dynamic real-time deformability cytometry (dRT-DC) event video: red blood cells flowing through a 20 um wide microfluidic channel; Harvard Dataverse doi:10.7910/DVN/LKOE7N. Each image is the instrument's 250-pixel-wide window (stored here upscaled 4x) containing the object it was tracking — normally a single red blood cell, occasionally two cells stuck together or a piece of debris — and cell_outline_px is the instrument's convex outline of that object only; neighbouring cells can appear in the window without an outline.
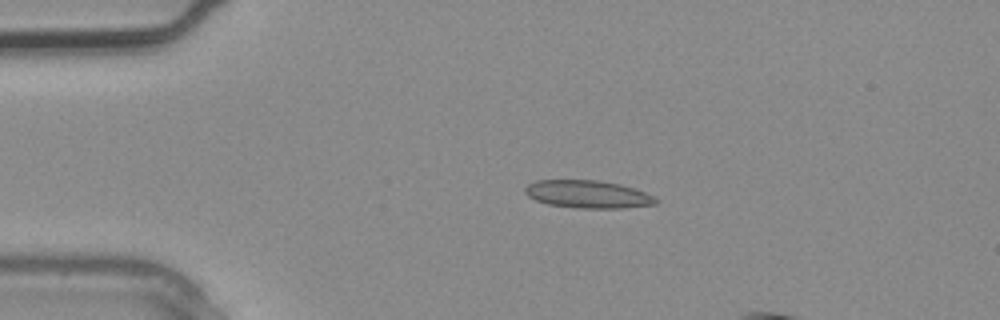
{"species": "common noctule bat (a hibernating species)", "species_latin": "Nyctalus noctula", "temperature_condition": "warm", "stored_images_in_passage": 2, "camera_frame_rate_fps": 3000, "um_per_image_px": 0.085, "animal": {"sex": "male", "body_mass_g": 20.4}, "frame": {"image": 1, "passage_image": 1, "time_ms": 0.0, "image_size_px": [1000, 320], "cell_outline_px": [[660, 200], [656, 204], [624, 208], [580, 208], [548, 204], [536, 200], [528, 196], [524, 192], [524, 188], [528, 184], [536, 180], [600, 180], [620, 184], [644, 192]], "centroid_in_image_um": [49.95, 16.51], "position_along_channel_um": 35.0, "area_um2": 21.1}}